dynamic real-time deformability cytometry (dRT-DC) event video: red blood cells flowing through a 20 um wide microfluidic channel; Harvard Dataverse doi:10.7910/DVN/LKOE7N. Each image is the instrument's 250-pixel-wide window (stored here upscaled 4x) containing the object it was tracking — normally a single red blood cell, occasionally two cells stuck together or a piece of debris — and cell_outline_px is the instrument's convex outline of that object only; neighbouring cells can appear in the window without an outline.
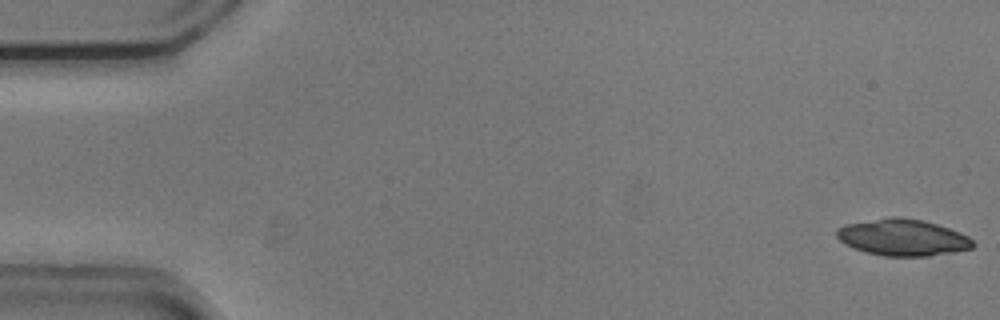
{"species": "common noctule bat (a hibernating species)", "species_latin": "Nyctalus noctula", "temperature_condition": "cold", "stored_images_in_passage": 7, "camera_frame_rate_fps": 3000, "um_per_image_px": 0.085, "animal": {"sex": "male", "body_mass_g": 20.5, "forearm_length_mm": 52.5}, "frame": {"image": 1, "passage_image": 1, "time_ms": 0.0, "image_size_px": [1000, 320], "cell_outline_px": [[976, 244], [972, 248], [952, 252], [928, 256], [884, 256], [868, 252], [844, 244], [836, 236], [836, 228], [844, 224], [888, 216], [900, 216], [924, 220], [960, 232], [968, 236]], "centroid_in_image_um": [76.71, 20.16], "position_along_channel_um": 8.3, "area_um2": 29.19}}